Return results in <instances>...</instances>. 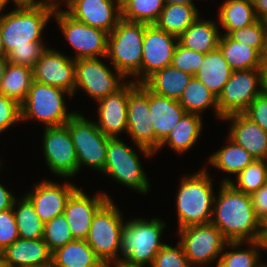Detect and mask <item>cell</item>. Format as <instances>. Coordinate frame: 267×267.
I'll return each mask as SVG.
<instances>
[{
	"instance_id": "9a60e30c",
	"label": "cell",
	"mask_w": 267,
	"mask_h": 267,
	"mask_svg": "<svg viewBox=\"0 0 267 267\" xmlns=\"http://www.w3.org/2000/svg\"><path fill=\"white\" fill-rule=\"evenodd\" d=\"M42 144L44 159L51 173L66 179L78 173V158L66 125L44 127Z\"/></svg>"
},
{
	"instance_id": "6f0895ef",
	"label": "cell",
	"mask_w": 267,
	"mask_h": 267,
	"mask_svg": "<svg viewBox=\"0 0 267 267\" xmlns=\"http://www.w3.org/2000/svg\"><path fill=\"white\" fill-rule=\"evenodd\" d=\"M10 0H0V11H3L5 9V6H7V3Z\"/></svg>"
},
{
	"instance_id": "836d02e7",
	"label": "cell",
	"mask_w": 267,
	"mask_h": 267,
	"mask_svg": "<svg viewBox=\"0 0 267 267\" xmlns=\"http://www.w3.org/2000/svg\"><path fill=\"white\" fill-rule=\"evenodd\" d=\"M227 141V146L220 148L217 152L210 155L208 164L209 166L213 165V167L222 172L237 176L255 158L229 137Z\"/></svg>"
},
{
	"instance_id": "d590c367",
	"label": "cell",
	"mask_w": 267,
	"mask_h": 267,
	"mask_svg": "<svg viewBox=\"0 0 267 267\" xmlns=\"http://www.w3.org/2000/svg\"><path fill=\"white\" fill-rule=\"evenodd\" d=\"M245 242H227L230 252H222L216 267H259L262 262L261 253L259 251L266 250L264 245L259 241L246 242L249 246L246 249H240ZM233 249V251H232ZM238 249V250H237ZM240 249V250H239Z\"/></svg>"
},
{
	"instance_id": "6da1fadb",
	"label": "cell",
	"mask_w": 267,
	"mask_h": 267,
	"mask_svg": "<svg viewBox=\"0 0 267 267\" xmlns=\"http://www.w3.org/2000/svg\"><path fill=\"white\" fill-rule=\"evenodd\" d=\"M56 7L14 8L0 11V32L9 63L34 67L46 49L42 32Z\"/></svg>"
},
{
	"instance_id": "ffe728a7",
	"label": "cell",
	"mask_w": 267,
	"mask_h": 267,
	"mask_svg": "<svg viewBox=\"0 0 267 267\" xmlns=\"http://www.w3.org/2000/svg\"><path fill=\"white\" fill-rule=\"evenodd\" d=\"M77 188L70 181L58 184L44 179L36 183L33 190L25 193V196L31 201L39 218L45 224L63 214L68 198Z\"/></svg>"
},
{
	"instance_id": "277c9868",
	"label": "cell",
	"mask_w": 267,
	"mask_h": 267,
	"mask_svg": "<svg viewBox=\"0 0 267 267\" xmlns=\"http://www.w3.org/2000/svg\"><path fill=\"white\" fill-rule=\"evenodd\" d=\"M165 224L159 218H133L125 222L120 261L132 266L151 267L157 253L166 244L161 242Z\"/></svg>"
},
{
	"instance_id": "1f68e13d",
	"label": "cell",
	"mask_w": 267,
	"mask_h": 267,
	"mask_svg": "<svg viewBox=\"0 0 267 267\" xmlns=\"http://www.w3.org/2000/svg\"><path fill=\"white\" fill-rule=\"evenodd\" d=\"M194 4H166L155 25L179 37L200 15Z\"/></svg>"
},
{
	"instance_id": "ac0fdd59",
	"label": "cell",
	"mask_w": 267,
	"mask_h": 267,
	"mask_svg": "<svg viewBox=\"0 0 267 267\" xmlns=\"http://www.w3.org/2000/svg\"><path fill=\"white\" fill-rule=\"evenodd\" d=\"M64 10L75 20L108 34L121 18V5L116 0H63Z\"/></svg>"
},
{
	"instance_id": "7dc6e473",
	"label": "cell",
	"mask_w": 267,
	"mask_h": 267,
	"mask_svg": "<svg viewBox=\"0 0 267 267\" xmlns=\"http://www.w3.org/2000/svg\"><path fill=\"white\" fill-rule=\"evenodd\" d=\"M250 196L255 215L261 222L267 217V183Z\"/></svg>"
},
{
	"instance_id": "db71d44e",
	"label": "cell",
	"mask_w": 267,
	"mask_h": 267,
	"mask_svg": "<svg viewBox=\"0 0 267 267\" xmlns=\"http://www.w3.org/2000/svg\"><path fill=\"white\" fill-rule=\"evenodd\" d=\"M166 4H194L192 0H164Z\"/></svg>"
},
{
	"instance_id": "6125c7cd",
	"label": "cell",
	"mask_w": 267,
	"mask_h": 267,
	"mask_svg": "<svg viewBox=\"0 0 267 267\" xmlns=\"http://www.w3.org/2000/svg\"><path fill=\"white\" fill-rule=\"evenodd\" d=\"M259 267H267V264L264 262V263L261 264Z\"/></svg>"
},
{
	"instance_id": "11a10c76",
	"label": "cell",
	"mask_w": 267,
	"mask_h": 267,
	"mask_svg": "<svg viewBox=\"0 0 267 267\" xmlns=\"http://www.w3.org/2000/svg\"><path fill=\"white\" fill-rule=\"evenodd\" d=\"M145 267V266H132V265H128L123 261H119L117 263L111 264L109 267Z\"/></svg>"
},
{
	"instance_id": "8992f818",
	"label": "cell",
	"mask_w": 267,
	"mask_h": 267,
	"mask_svg": "<svg viewBox=\"0 0 267 267\" xmlns=\"http://www.w3.org/2000/svg\"><path fill=\"white\" fill-rule=\"evenodd\" d=\"M123 215L114 200H108L94 215L86 243L105 267L120 261Z\"/></svg>"
},
{
	"instance_id": "680465c9",
	"label": "cell",
	"mask_w": 267,
	"mask_h": 267,
	"mask_svg": "<svg viewBox=\"0 0 267 267\" xmlns=\"http://www.w3.org/2000/svg\"><path fill=\"white\" fill-rule=\"evenodd\" d=\"M52 1H53L56 5H59V6H60L61 3L63 2V0H59V1H58V0H52ZM60 1H62V2H60Z\"/></svg>"
},
{
	"instance_id": "4316f807",
	"label": "cell",
	"mask_w": 267,
	"mask_h": 267,
	"mask_svg": "<svg viewBox=\"0 0 267 267\" xmlns=\"http://www.w3.org/2000/svg\"><path fill=\"white\" fill-rule=\"evenodd\" d=\"M233 70L223 58L219 48L204 54L203 62L195 77L198 78L217 98Z\"/></svg>"
},
{
	"instance_id": "4dcf8cb0",
	"label": "cell",
	"mask_w": 267,
	"mask_h": 267,
	"mask_svg": "<svg viewBox=\"0 0 267 267\" xmlns=\"http://www.w3.org/2000/svg\"><path fill=\"white\" fill-rule=\"evenodd\" d=\"M217 16L226 35L258 20L253 0H225Z\"/></svg>"
},
{
	"instance_id": "d6986e66",
	"label": "cell",
	"mask_w": 267,
	"mask_h": 267,
	"mask_svg": "<svg viewBox=\"0 0 267 267\" xmlns=\"http://www.w3.org/2000/svg\"><path fill=\"white\" fill-rule=\"evenodd\" d=\"M108 200H111V196L105 192L96 193L91 197L79 187L71 194L63 215L74 239L87 238L94 215Z\"/></svg>"
},
{
	"instance_id": "7a4b0ae2",
	"label": "cell",
	"mask_w": 267,
	"mask_h": 267,
	"mask_svg": "<svg viewBox=\"0 0 267 267\" xmlns=\"http://www.w3.org/2000/svg\"><path fill=\"white\" fill-rule=\"evenodd\" d=\"M214 198L211 224L228 242L259 240L261 222L256 217L251 196L235 189L230 183L220 185Z\"/></svg>"
},
{
	"instance_id": "f5cc1de1",
	"label": "cell",
	"mask_w": 267,
	"mask_h": 267,
	"mask_svg": "<svg viewBox=\"0 0 267 267\" xmlns=\"http://www.w3.org/2000/svg\"><path fill=\"white\" fill-rule=\"evenodd\" d=\"M8 60L7 57H0V84L3 79L6 67L8 65Z\"/></svg>"
},
{
	"instance_id": "e575fe53",
	"label": "cell",
	"mask_w": 267,
	"mask_h": 267,
	"mask_svg": "<svg viewBox=\"0 0 267 267\" xmlns=\"http://www.w3.org/2000/svg\"><path fill=\"white\" fill-rule=\"evenodd\" d=\"M32 82V68L8 63L0 84V93L21 105L27 97Z\"/></svg>"
},
{
	"instance_id": "484cf974",
	"label": "cell",
	"mask_w": 267,
	"mask_h": 267,
	"mask_svg": "<svg viewBox=\"0 0 267 267\" xmlns=\"http://www.w3.org/2000/svg\"><path fill=\"white\" fill-rule=\"evenodd\" d=\"M218 48L233 71L265 68V58L253 47L222 34Z\"/></svg>"
},
{
	"instance_id": "5b68a950",
	"label": "cell",
	"mask_w": 267,
	"mask_h": 267,
	"mask_svg": "<svg viewBox=\"0 0 267 267\" xmlns=\"http://www.w3.org/2000/svg\"><path fill=\"white\" fill-rule=\"evenodd\" d=\"M147 25L121 19L108 34L106 59H110L113 69L126 79L135 77L132 81L137 84H141L142 46Z\"/></svg>"
},
{
	"instance_id": "9c48e42d",
	"label": "cell",
	"mask_w": 267,
	"mask_h": 267,
	"mask_svg": "<svg viewBox=\"0 0 267 267\" xmlns=\"http://www.w3.org/2000/svg\"><path fill=\"white\" fill-rule=\"evenodd\" d=\"M136 150L119 138H109L104 175L144 195L149 192L148 176L141 166Z\"/></svg>"
},
{
	"instance_id": "f35d334b",
	"label": "cell",
	"mask_w": 267,
	"mask_h": 267,
	"mask_svg": "<svg viewBox=\"0 0 267 267\" xmlns=\"http://www.w3.org/2000/svg\"><path fill=\"white\" fill-rule=\"evenodd\" d=\"M235 178L237 184L229 177L222 183H230L235 189L251 195L267 183V160L254 159Z\"/></svg>"
},
{
	"instance_id": "7bdbcfd3",
	"label": "cell",
	"mask_w": 267,
	"mask_h": 267,
	"mask_svg": "<svg viewBox=\"0 0 267 267\" xmlns=\"http://www.w3.org/2000/svg\"><path fill=\"white\" fill-rule=\"evenodd\" d=\"M151 267H193L187 260L184 249L178 241L177 246L165 244L157 253Z\"/></svg>"
},
{
	"instance_id": "74e56055",
	"label": "cell",
	"mask_w": 267,
	"mask_h": 267,
	"mask_svg": "<svg viewBox=\"0 0 267 267\" xmlns=\"http://www.w3.org/2000/svg\"><path fill=\"white\" fill-rule=\"evenodd\" d=\"M164 6V0H127L121 5V18L129 22L155 24Z\"/></svg>"
},
{
	"instance_id": "be15d7a7",
	"label": "cell",
	"mask_w": 267,
	"mask_h": 267,
	"mask_svg": "<svg viewBox=\"0 0 267 267\" xmlns=\"http://www.w3.org/2000/svg\"><path fill=\"white\" fill-rule=\"evenodd\" d=\"M265 70H267V57L265 59Z\"/></svg>"
},
{
	"instance_id": "cb8c5ba5",
	"label": "cell",
	"mask_w": 267,
	"mask_h": 267,
	"mask_svg": "<svg viewBox=\"0 0 267 267\" xmlns=\"http://www.w3.org/2000/svg\"><path fill=\"white\" fill-rule=\"evenodd\" d=\"M149 122L155 131V151L178 124L185 109L178 100L157 95L149 90Z\"/></svg>"
},
{
	"instance_id": "c3c4849f",
	"label": "cell",
	"mask_w": 267,
	"mask_h": 267,
	"mask_svg": "<svg viewBox=\"0 0 267 267\" xmlns=\"http://www.w3.org/2000/svg\"><path fill=\"white\" fill-rule=\"evenodd\" d=\"M15 8L57 7L52 0H12Z\"/></svg>"
},
{
	"instance_id": "4fadbf2b",
	"label": "cell",
	"mask_w": 267,
	"mask_h": 267,
	"mask_svg": "<svg viewBox=\"0 0 267 267\" xmlns=\"http://www.w3.org/2000/svg\"><path fill=\"white\" fill-rule=\"evenodd\" d=\"M149 115V89L144 84L136 83L128 91L126 134L147 158L155 154V131L149 122Z\"/></svg>"
},
{
	"instance_id": "94428289",
	"label": "cell",
	"mask_w": 267,
	"mask_h": 267,
	"mask_svg": "<svg viewBox=\"0 0 267 267\" xmlns=\"http://www.w3.org/2000/svg\"><path fill=\"white\" fill-rule=\"evenodd\" d=\"M120 5H122L127 0H116Z\"/></svg>"
},
{
	"instance_id": "91938a15",
	"label": "cell",
	"mask_w": 267,
	"mask_h": 267,
	"mask_svg": "<svg viewBox=\"0 0 267 267\" xmlns=\"http://www.w3.org/2000/svg\"><path fill=\"white\" fill-rule=\"evenodd\" d=\"M265 85H266V90H267V70H265Z\"/></svg>"
},
{
	"instance_id": "8fae6325",
	"label": "cell",
	"mask_w": 267,
	"mask_h": 267,
	"mask_svg": "<svg viewBox=\"0 0 267 267\" xmlns=\"http://www.w3.org/2000/svg\"><path fill=\"white\" fill-rule=\"evenodd\" d=\"M179 242L193 267H204L219 260L227 240L213 224L192 225L178 230Z\"/></svg>"
},
{
	"instance_id": "f546056e",
	"label": "cell",
	"mask_w": 267,
	"mask_h": 267,
	"mask_svg": "<svg viewBox=\"0 0 267 267\" xmlns=\"http://www.w3.org/2000/svg\"><path fill=\"white\" fill-rule=\"evenodd\" d=\"M51 267H105L86 240L74 239L52 252Z\"/></svg>"
},
{
	"instance_id": "9f6ffc18",
	"label": "cell",
	"mask_w": 267,
	"mask_h": 267,
	"mask_svg": "<svg viewBox=\"0 0 267 267\" xmlns=\"http://www.w3.org/2000/svg\"><path fill=\"white\" fill-rule=\"evenodd\" d=\"M0 57H7L6 51L4 49L3 41H2L1 32H0Z\"/></svg>"
},
{
	"instance_id": "8d00e7d4",
	"label": "cell",
	"mask_w": 267,
	"mask_h": 267,
	"mask_svg": "<svg viewBox=\"0 0 267 267\" xmlns=\"http://www.w3.org/2000/svg\"><path fill=\"white\" fill-rule=\"evenodd\" d=\"M13 212L18 227L19 238H43L44 223L39 218L31 201L24 195L15 199Z\"/></svg>"
},
{
	"instance_id": "30bf717a",
	"label": "cell",
	"mask_w": 267,
	"mask_h": 267,
	"mask_svg": "<svg viewBox=\"0 0 267 267\" xmlns=\"http://www.w3.org/2000/svg\"><path fill=\"white\" fill-rule=\"evenodd\" d=\"M265 89V68L233 71L217 98L220 116L244 113Z\"/></svg>"
},
{
	"instance_id": "5bb4252c",
	"label": "cell",
	"mask_w": 267,
	"mask_h": 267,
	"mask_svg": "<svg viewBox=\"0 0 267 267\" xmlns=\"http://www.w3.org/2000/svg\"><path fill=\"white\" fill-rule=\"evenodd\" d=\"M125 79L115 68L112 71L101 58L75 60L74 95L77 90L82 89L85 94L98 101L119 90L125 84Z\"/></svg>"
},
{
	"instance_id": "b9f144b4",
	"label": "cell",
	"mask_w": 267,
	"mask_h": 267,
	"mask_svg": "<svg viewBox=\"0 0 267 267\" xmlns=\"http://www.w3.org/2000/svg\"><path fill=\"white\" fill-rule=\"evenodd\" d=\"M204 54L184 48L179 43L175 48L172 66L195 76L203 62Z\"/></svg>"
},
{
	"instance_id": "52a82bcc",
	"label": "cell",
	"mask_w": 267,
	"mask_h": 267,
	"mask_svg": "<svg viewBox=\"0 0 267 267\" xmlns=\"http://www.w3.org/2000/svg\"><path fill=\"white\" fill-rule=\"evenodd\" d=\"M71 94L61 88L33 81L21 104V121H40L45 127L65 125L76 112H67L64 96Z\"/></svg>"
},
{
	"instance_id": "f1b7e54d",
	"label": "cell",
	"mask_w": 267,
	"mask_h": 267,
	"mask_svg": "<svg viewBox=\"0 0 267 267\" xmlns=\"http://www.w3.org/2000/svg\"><path fill=\"white\" fill-rule=\"evenodd\" d=\"M192 77L170 65L156 71L143 84L157 95L179 100Z\"/></svg>"
},
{
	"instance_id": "60d3db41",
	"label": "cell",
	"mask_w": 267,
	"mask_h": 267,
	"mask_svg": "<svg viewBox=\"0 0 267 267\" xmlns=\"http://www.w3.org/2000/svg\"><path fill=\"white\" fill-rule=\"evenodd\" d=\"M43 239L51 252L74 240L69 224L63 214L44 224Z\"/></svg>"
},
{
	"instance_id": "44dd1931",
	"label": "cell",
	"mask_w": 267,
	"mask_h": 267,
	"mask_svg": "<svg viewBox=\"0 0 267 267\" xmlns=\"http://www.w3.org/2000/svg\"><path fill=\"white\" fill-rule=\"evenodd\" d=\"M135 84L134 81L129 80L115 93L96 101L99 114L95 124L107 137L119 138L122 132H127L128 91Z\"/></svg>"
},
{
	"instance_id": "7c38bea8",
	"label": "cell",
	"mask_w": 267,
	"mask_h": 267,
	"mask_svg": "<svg viewBox=\"0 0 267 267\" xmlns=\"http://www.w3.org/2000/svg\"><path fill=\"white\" fill-rule=\"evenodd\" d=\"M53 17L59 24L65 40L71 44L72 49L76 51L73 60L87 58H106L108 33L79 22L68 15L58 5Z\"/></svg>"
},
{
	"instance_id": "e0dca14e",
	"label": "cell",
	"mask_w": 267,
	"mask_h": 267,
	"mask_svg": "<svg viewBox=\"0 0 267 267\" xmlns=\"http://www.w3.org/2000/svg\"><path fill=\"white\" fill-rule=\"evenodd\" d=\"M33 81L61 88L73 98L75 60L55 49L46 48L33 67Z\"/></svg>"
},
{
	"instance_id": "816d5d0a",
	"label": "cell",
	"mask_w": 267,
	"mask_h": 267,
	"mask_svg": "<svg viewBox=\"0 0 267 267\" xmlns=\"http://www.w3.org/2000/svg\"><path fill=\"white\" fill-rule=\"evenodd\" d=\"M259 241L264 245L267 250V217L263 221H261Z\"/></svg>"
},
{
	"instance_id": "2e32d148",
	"label": "cell",
	"mask_w": 267,
	"mask_h": 267,
	"mask_svg": "<svg viewBox=\"0 0 267 267\" xmlns=\"http://www.w3.org/2000/svg\"><path fill=\"white\" fill-rule=\"evenodd\" d=\"M178 38L159 29L155 24L145 27L142 61L141 84L151 75L172 64Z\"/></svg>"
},
{
	"instance_id": "d4e9b609",
	"label": "cell",
	"mask_w": 267,
	"mask_h": 267,
	"mask_svg": "<svg viewBox=\"0 0 267 267\" xmlns=\"http://www.w3.org/2000/svg\"><path fill=\"white\" fill-rule=\"evenodd\" d=\"M213 20H202L198 17L179 37L178 43L184 48L208 53L218 48L220 37L219 27Z\"/></svg>"
},
{
	"instance_id": "83f0119b",
	"label": "cell",
	"mask_w": 267,
	"mask_h": 267,
	"mask_svg": "<svg viewBox=\"0 0 267 267\" xmlns=\"http://www.w3.org/2000/svg\"><path fill=\"white\" fill-rule=\"evenodd\" d=\"M202 121V115L185 113L154 153L166 145L170 146L178 154L188 152L203 131Z\"/></svg>"
},
{
	"instance_id": "ba28073f",
	"label": "cell",
	"mask_w": 267,
	"mask_h": 267,
	"mask_svg": "<svg viewBox=\"0 0 267 267\" xmlns=\"http://www.w3.org/2000/svg\"><path fill=\"white\" fill-rule=\"evenodd\" d=\"M71 134L78 158V173L84 165L103 172L108 139L95 124L78 111L65 124Z\"/></svg>"
},
{
	"instance_id": "f6af8a7d",
	"label": "cell",
	"mask_w": 267,
	"mask_h": 267,
	"mask_svg": "<svg viewBox=\"0 0 267 267\" xmlns=\"http://www.w3.org/2000/svg\"><path fill=\"white\" fill-rule=\"evenodd\" d=\"M19 238L13 208L0 212V253Z\"/></svg>"
},
{
	"instance_id": "681fc988",
	"label": "cell",
	"mask_w": 267,
	"mask_h": 267,
	"mask_svg": "<svg viewBox=\"0 0 267 267\" xmlns=\"http://www.w3.org/2000/svg\"><path fill=\"white\" fill-rule=\"evenodd\" d=\"M17 197L7 190L0 183V212L13 208L14 201Z\"/></svg>"
},
{
	"instance_id": "603a6c76",
	"label": "cell",
	"mask_w": 267,
	"mask_h": 267,
	"mask_svg": "<svg viewBox=\"0 0 267 267\" xmlns=\"http://www.w3.org/2000/svg\"><path fill=\"white\" fill-rule=\"evenodd\" d=\"M222 120L232 122L227 137L243 147L255 159L267 160L266 131L244 113L228 115Z\"/></svg>"
},
{
	"instance_id": "3957f363",
	"label": "cell",
	"mask_w": 267,
	"mask_h": 267,
	"mask_svg": "<svg viewBox=\"0 0 267 267\" xmlns=\"http://www.w3.org/2000/svg\"><path fill=\"white\" fill-rule=\"evenodd\" d=\"M212 179L206 167L181 179L176 194L178 229L211 222L215 198Z\"/></svg>"
},
{
	"instance_id": "bcb514c9",
	"label": "cell",
	"mask_w": 267,
	"mask_h": 267,
	"mask_svg": "<svg viewBox=\"0 0 267 267\" xmlns=\"http://www.w3.org/2000/svg\"><path fill=\"white\" fill-rule=\"evenodd\" d=\"M244 114L267 132V90L265 89L249 105Z\"/></svg>"
},
{
	"instance_id": "7402d4cb",
	"label": "cell",
	"mask_w": 267,
	"mask_h": 267,
	"mask_svg": "<svg viewBox=\"0 0 267 267\" xmlns=\"http://www.w3.org/2000/svg\"><path fill=\"white\" fill-rule=\"evenodd\" d=\"M52 252L43 238H18L0 253V267H51Z\"/></svg>"
},
{
	"instance_id": "ee69618b",
	"label": "cell",
	"mask_w": 267,
	"mask_h": 267,
	"mask_svg": "<svg viewBox=\"0 0 267 267\" xmlns=\"http://www.w3.org/2000/svg\"><path fill=\"white\" fill-rule=\"evenodd\" d=\"M21 121V105L0 93V133Z\"/></svg>"
},
{
	"instance_id": "d6a6232c",
	"label": "cell",
	"mask_w": 267,
	"mask_h": 267,
	"mask_svg": "<svg viewBox=\"0 0 267 267\" xmlns=\"http://www.w3.org/2000/svg\"><path fill=\"white\" fill-rule=\"evenodd\" d=\"M178 102L186 113L201 115L202 111L210 107L213 108L217 118L223 119L219 114L217 97L195 76L183 90Z\"/></svg>"
},
{
	"instance_id": "ab89813d",
	"label": "cell",
	"mask_w": 267,
	"mask_h": 267,
	"mask_svg": "<svg viewBox=\"0 0 267 267\" xmlns=\"http://www.w3.org/2000/svg\"><path fill=\"white\" fill-rule=\"evenodd\" d=\"M228 36L235 41L255 48L265 59L267 57V26L257 20L251 25L231 31Z\"/></svg>"
},
{
	"instance_id": "f907efd6",
	"label": "cell",
	"mask_w": 267,
	"mask_h": 267,
	"mask_svg": "<svg viewBox=\"0 0 267 267\" xmlns=\"http://www.w3.org/2000/svg\"><path fill=\"white\" fill-rule=\"evenodd\" d=\"M254 9L258 20H267V0H253Z\"/></svg>"
}]
</instances>
